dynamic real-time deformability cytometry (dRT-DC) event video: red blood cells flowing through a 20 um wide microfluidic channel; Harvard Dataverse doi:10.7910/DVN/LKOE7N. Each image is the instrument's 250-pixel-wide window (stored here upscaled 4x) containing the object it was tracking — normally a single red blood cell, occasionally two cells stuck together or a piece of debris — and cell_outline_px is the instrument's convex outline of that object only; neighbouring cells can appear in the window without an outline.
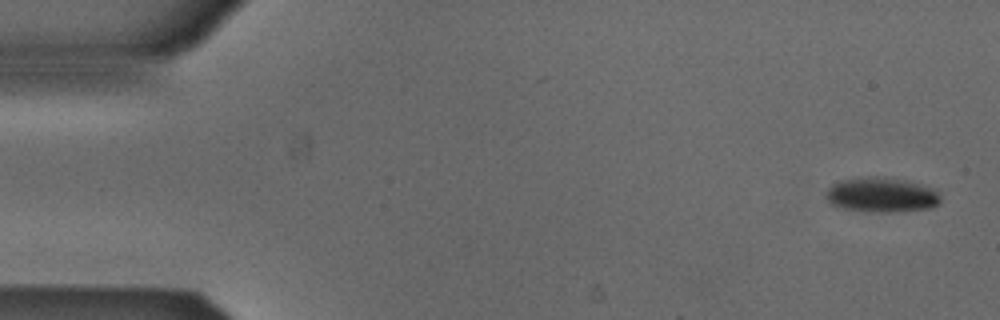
{"species": "Egyptian fruit bat (a non-hibernating species)", "species_latin": "Rousettus aegyptiacus", "temperature_condition": "cold", "stored_images_in_passage": 7, "camera_frame_rate_fps": 3000, "um_per_image_px": 0.085, "animal": {"sex": "male"}, "frame": {"image": 1, "passage_image": 1, "time_ms": 0.0, "image_size_px": [1000, 320], "cell_outline_px": [[940, 204], [932, 208], [888, 212], [872, 212], [844, 208], [832, 204], [824, 196], [824, 192], [832, 184], [840, 180], [868, 176], [884, 176], [904, 180], [932, 188], [940, 196]], "centroid_in_image_um": [74.9, 16.55], "position_along_channel_um": 10.1, "area_um2": 23.29}}
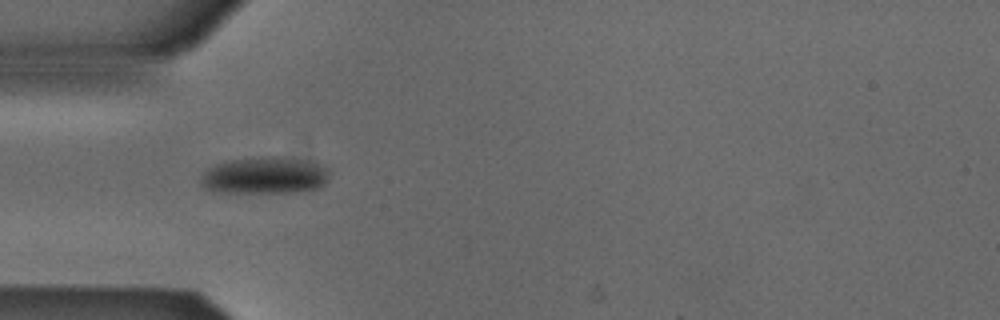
{"frame": {"image": 2, "passage_image": 5, "time_ms": 1.333, "image_size_px": [1000, 320], "cell_outline_px": [[328, 180], [320, 188], [296, 192], [212, 192], [204, 188], [200, 184], [200, 176], [208, 168], [216, 164], [232, 160], [272, 156], [296, 160], [316, 164], [328, 168]], "centroid_in_image_um": [22.44, 14.94], "position_along_channel_um": 62.6, "area_um2": 27.34}}
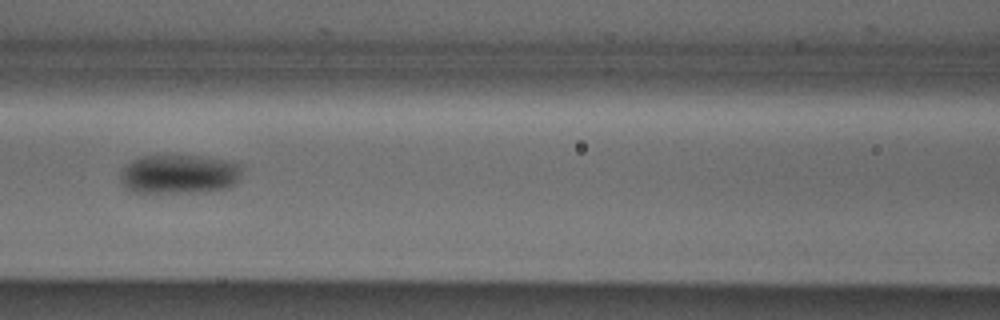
{"frame": {"image": 3, "passage_image": 7, "time_ms": 2.0, "image_size_px": [1000, 320], "cell_outline_px": [[240, 172], [236, 184], [224, 188], [204, 192], [132, 192], [124, 188], [120, 184], [120, 172], [124, 164], [140, 156], [168, 152], [200, 156], [224, 160], [240, 164]], "centroid_in_image_um": [15.12, 14.76], "position_along_channel_um": 151.5, "area_um2": 28.73}}